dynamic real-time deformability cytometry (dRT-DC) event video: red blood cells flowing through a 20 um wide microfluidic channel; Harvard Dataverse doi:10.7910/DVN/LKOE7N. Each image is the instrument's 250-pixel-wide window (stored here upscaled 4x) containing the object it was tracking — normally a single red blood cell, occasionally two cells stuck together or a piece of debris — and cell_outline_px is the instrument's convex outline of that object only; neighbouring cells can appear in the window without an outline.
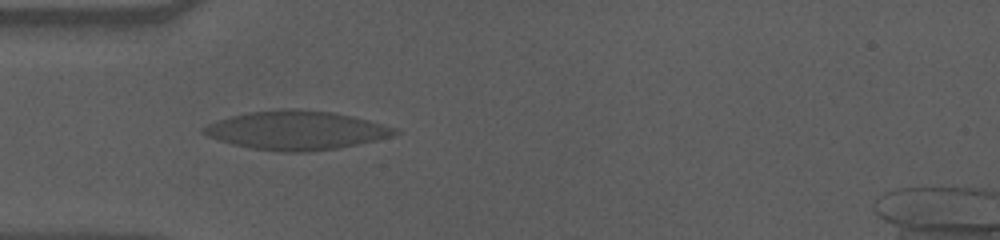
{"species": "human", "species_latin": "Homo sapiens", "temperature_condition": "cold", "stored_images_in_passage": 29, "camera_frame_rate_fps": 3000, "um_per_image_px": 0.085, "donor": {"sex": "male"}, "frame": {"image": 1, "passage_image": 5, "time_ms": 1.333, "image_size_px": [1000, 240], "cell_outline_px": [[400, 132], [392, 136], [376, 140], [336, 148], [308, 152], [284, 152], [252, 148], [232, 144], [208, 136], [200, 132], [200, 128], [216, 120], [248, 112], [284, 108], [296, 108], [332, 112], [368, 120], [396, 128]], "centroid_in_image_um": [25.15, 11.07], "position_along_channel_um": 59.8, "area_um2": 43.06}}
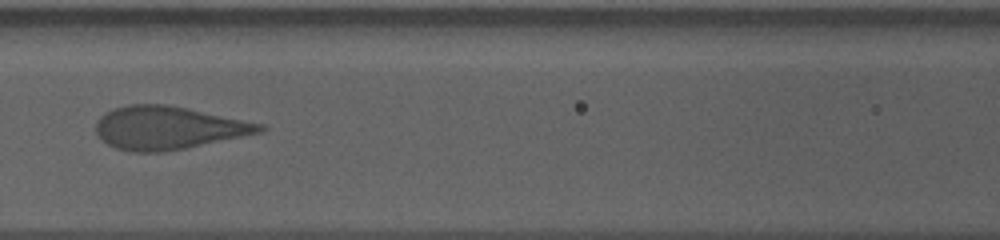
{"frame": {"image": 2, "passage_image": 13, "time_ms": 4.0, "image_size_px": [1000, 240], "cell_outline_px": [[268, 128], [260, 132], [184, 148], [164, 152], [132, 152], [116, 148], [108, 144], [96, 132], [96, 120], [104, 112], [112, 108], [128, 104], [164, 104], [264, 124]], "centroid_in_image_um": [14.23, 10.86], "position_along_channel_um": 152.4, "area_um2": 40.58}}
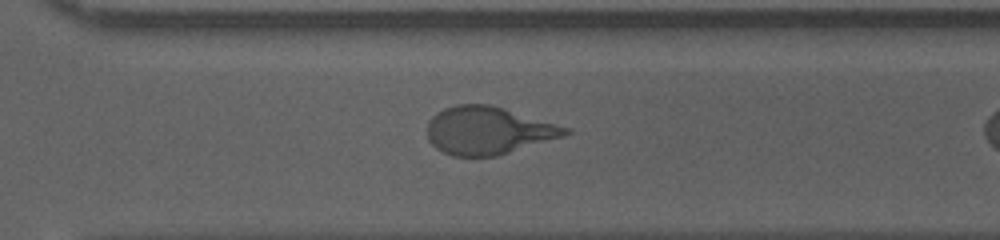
{"frame": {"image": 3, "passage_image": 24, "time_ms": 7.667, "image_size_px": [1000, 240], "cell_outline_px": [[572, 132], [564, 136], [496, 156], [452, 156], [436, 148], [428, 140], [428, 120], [436, 112], [444, 108], [456, 104], [488, 104], [504, 108], [572, 128]], "centroid_in_image_um": [41.5, 11.08], "position_along_channel_um": 329.1, "area_um2": 38.44}}